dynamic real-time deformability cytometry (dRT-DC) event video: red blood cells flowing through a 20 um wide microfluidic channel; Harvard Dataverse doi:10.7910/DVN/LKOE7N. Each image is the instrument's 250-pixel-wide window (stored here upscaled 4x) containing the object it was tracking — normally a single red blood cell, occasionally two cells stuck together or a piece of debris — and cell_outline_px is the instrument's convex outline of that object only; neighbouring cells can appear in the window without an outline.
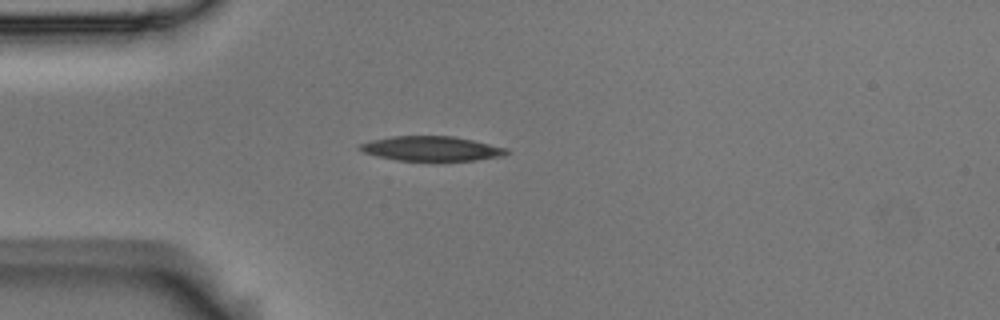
{"species": "Egyptian fruit bat (a non-hibernating species)", "species_latin": "Rousettus aegyptiacus", "temperature_condition": "room temperature", "stored_images_in_passage": 1, "camera_frame_rate_fps": 3000, "um_per_image_px": 0.085, "animal": {"sex": "male"}, "frame": {"image": 1, "passage_image": 1, "time_ms": 0.0, "image_size_px": [1000, 320], "cell_outline_px": [[512, 152], [504, 156], [476, 160], [440, 164], [396, 160], [364, 152], [356, 148], [360, 144], [372, 140], [392, 136], [452, 136], [472, 140], [508, 148]], "centroid_in_image_um": [36.75, 12.68], "position_along_channel_um": 48.3, "area_um2": 22.08}}